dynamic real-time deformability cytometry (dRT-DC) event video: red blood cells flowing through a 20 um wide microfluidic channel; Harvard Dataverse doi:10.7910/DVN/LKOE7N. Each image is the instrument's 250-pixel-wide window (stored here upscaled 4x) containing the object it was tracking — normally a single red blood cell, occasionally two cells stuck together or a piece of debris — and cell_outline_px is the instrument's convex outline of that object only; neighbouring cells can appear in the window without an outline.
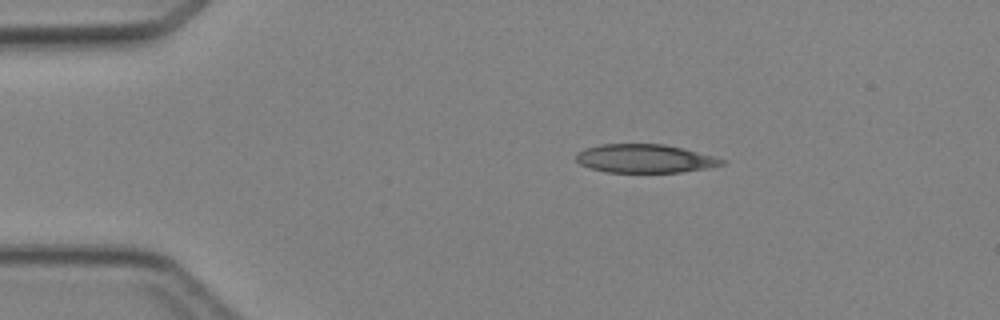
{"species": "Egyptian fruit bat (a non-hibernating species)", "species_latin": "Rousettus aegyptiacus", "temperature_condition": "cold", "stored_images_in_passage": 2, "camera_frame_rate_fps": 3000, "um_per_image_px": 0.085, "animal": {"sex": "female"}, "frame": {"image": 1, "passage_image": 1, "time_ms": 0.0, "image_size_px": [1000, 320], "cell_outline_px": [[728, 160], [724, 164], [708, 168], [680, 172], [604, 172], [580, 164], [576, 160], [576, 156], [584, 148], [600, 144], [664, 144], [684, 148]], "centroid_in_image_um": [54.84, 13.47], "position_along_channel_um": 30.2, "area_um2": 24.22}}